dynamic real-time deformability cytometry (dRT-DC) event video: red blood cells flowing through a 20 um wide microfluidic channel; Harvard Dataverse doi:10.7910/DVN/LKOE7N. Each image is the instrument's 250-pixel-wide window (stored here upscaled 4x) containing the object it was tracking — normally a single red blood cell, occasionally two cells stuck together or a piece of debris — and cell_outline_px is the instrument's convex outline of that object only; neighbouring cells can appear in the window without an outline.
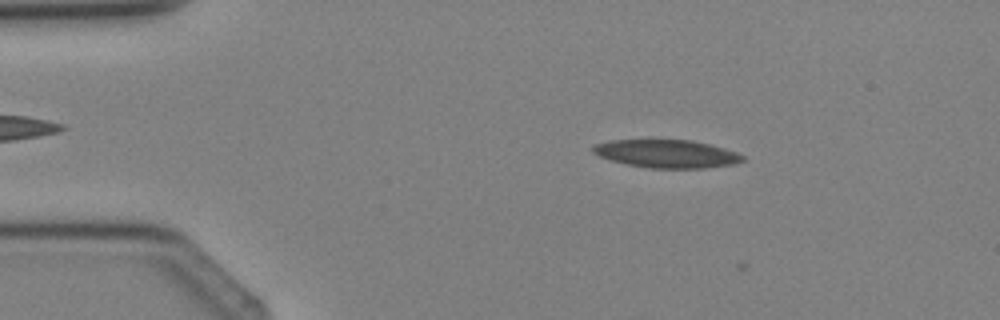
{"species": "Egyptian fruit bat (a non-hibernating species)", "species_latin": "Rousettus aegyptiacus", "temperature_condition": "cold", "stored_images_in_passage": 3, "camera_frame_rate_fps": 3000, "um_per_image_px": 0.085, "animal": {"sex": "female"}, "frame": {"image": 1, "passage_image": 1, "time_ms": 0.0, "image_size_px": [1000, 320], "cell_outline_px": [[744, 160], [736, 164], [704, 168], [648, 168], [628, 164], [612, 160], [600, 156], [592, 152], [592, 148], [596, 144], [608, 140], [692, 140], [724, 148], [736, 152], [744, 156]], "centroid_in_image_um": [56.69, 13.07], "position_along_channel_um": 28.3, "area_um2": 24.33}}